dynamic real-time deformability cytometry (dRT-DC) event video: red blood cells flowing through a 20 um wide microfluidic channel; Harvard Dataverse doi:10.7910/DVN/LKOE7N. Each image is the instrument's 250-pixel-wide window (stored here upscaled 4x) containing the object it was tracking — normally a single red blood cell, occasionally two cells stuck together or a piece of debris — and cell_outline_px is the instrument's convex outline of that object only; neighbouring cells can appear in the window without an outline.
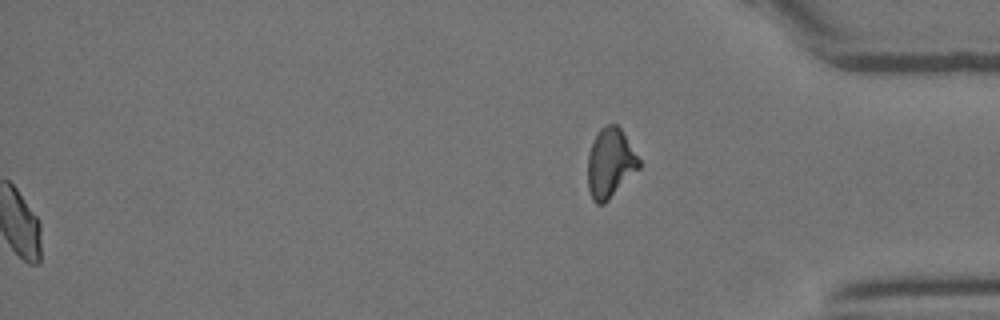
{"species": "Egyptian fruit bat (a non-hibernating species)", "species_latin": "Rousettus aegyptiacus", "temperature_condition": "room temperature", "stored_images_in_passage": 38, "segment_of_instrument_passage": [2, 2], "camera_frame_rate_fps": 3000, "um_per_image_px": 0.085, "animal": {"sex": "female"}, "frame": {"image": 1, "passage_image": 38, "time_ms": 12.333, "image_size_px": [1000, 320], "cell_outline_px": [[640, 168], [604, 204], [596, 204], [592, 200], [588, 188], [588, 156], [592, 144], [600, 128], [604, 124], [616, 124], [620, 128], [640, 160]], "centroid_in_image_um": [51.86, 13.88], "position_along_channel_um": 383.3, "area_um2": 20.58}}